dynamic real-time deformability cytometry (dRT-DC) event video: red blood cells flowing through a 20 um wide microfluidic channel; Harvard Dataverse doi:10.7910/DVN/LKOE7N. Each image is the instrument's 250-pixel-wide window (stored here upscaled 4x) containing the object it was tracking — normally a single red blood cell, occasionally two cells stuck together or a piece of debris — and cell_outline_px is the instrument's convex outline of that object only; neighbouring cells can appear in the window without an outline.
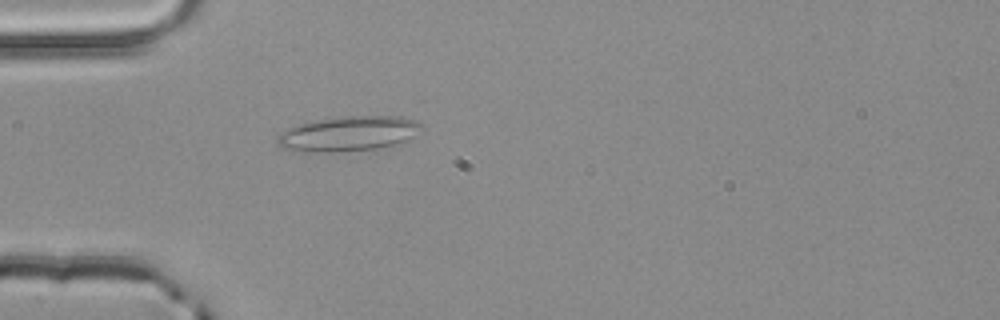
{"species": "common noctule bat (a hibernating species)", "species_latin": "Nyctalus noctula", "temperature_condition": "room temperature", "stored_images_in_passage": 1, "camera_frame_rate_fps": 3000, "um_per_image_px": 0.085, "animal": {"sex": "male", "body_mass_g": 20.4}, "frame": {"image": 1, "passage_image": 1, "time_ms": 0.0, "image_size_px": [1000, 320], "cell_outline_px": [[424, 128], [404, 144], [376, 148], [304, 156], [284, 148], [276, 140], [276, 136], [288, 128], [296, 124], [316, 120], [344, 116], [400, 116], [416, 120], [424, 124]], "centroid_in_image_um": [29.6, 11.41], "position_along_channel_um": 55.4, "area_um2": 30.69}}